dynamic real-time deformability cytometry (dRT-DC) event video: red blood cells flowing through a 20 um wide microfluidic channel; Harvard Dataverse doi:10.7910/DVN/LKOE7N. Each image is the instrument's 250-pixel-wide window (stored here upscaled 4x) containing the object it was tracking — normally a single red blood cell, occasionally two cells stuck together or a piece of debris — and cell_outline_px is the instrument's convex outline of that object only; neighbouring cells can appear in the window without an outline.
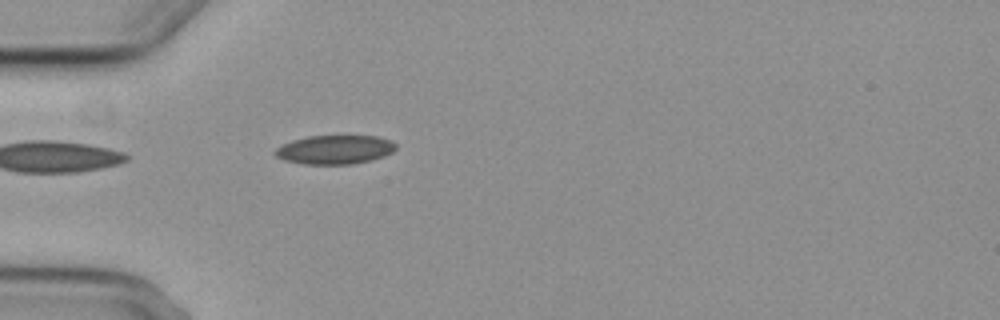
{"species": "common noctule bat (a hibernating species)", "species_latin": "Nyctalus noctula", "temperature_condition": "cold", "stored_images_in_passage": 5, "camera_frame_rate_fps": 3000, "um_per_image_px": 0.085, "animal": {"sex": "female", "body_mass_g": 29.2, "forearm_length_mm": 56.3}, "frame": {"image": 1, "passage_image": 5, "time_ms": 4.667, "image_size_px": [1000, 320], "cell_outline_px": [[396, 148], [392, 152], [384, 156], [372, 160], [352, 164], [304, 164], [284, 160], [276, 156], [272, 152], [276, 148], [292, 140], [308, 136], [380, 136], [396, 144]], "centroid_in_image_um": [28.45, 12.72], "position_along_channel_um": 56.5, "area_um2": 20.35}}